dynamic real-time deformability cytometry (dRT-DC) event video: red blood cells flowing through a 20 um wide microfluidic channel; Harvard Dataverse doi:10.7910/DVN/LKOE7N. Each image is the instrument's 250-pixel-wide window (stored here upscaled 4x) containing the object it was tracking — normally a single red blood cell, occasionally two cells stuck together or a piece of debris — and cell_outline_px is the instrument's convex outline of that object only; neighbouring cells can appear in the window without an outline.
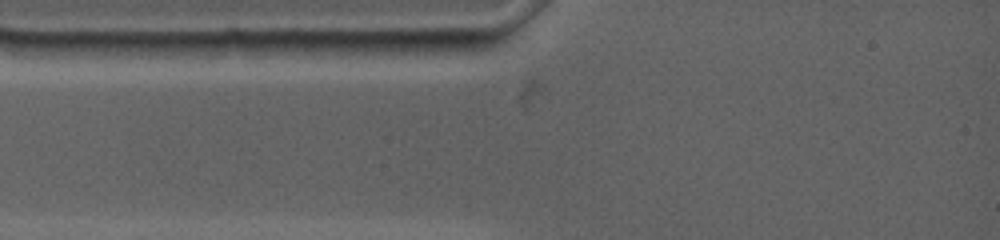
{"species": "common noctule bat (a hibernating species)", "species_latin": "Nyctalus noctula", "temperature_condition": "warm", "stored_images_in_passage": 3, "camera_frame_rate_fps": 4500, "um_per_image_px": 0.085, "animal": {"sex": "female", "body_mass_g": 19.0, "forearm_length_mm": 53.3}, "frame": {"image": 1, "passage_image": 1, "time_ms": 0.0, "image_size_px": [1000, 240], "cell_outline_px": [[448, 40], [428, 60], [340, 56], [336, 52], [336, 44], [340, 40]], "centroid_in_image_um": [33.13, 4.14], "position_along_channel_um": 51.9, "area_um2": 13.24}}